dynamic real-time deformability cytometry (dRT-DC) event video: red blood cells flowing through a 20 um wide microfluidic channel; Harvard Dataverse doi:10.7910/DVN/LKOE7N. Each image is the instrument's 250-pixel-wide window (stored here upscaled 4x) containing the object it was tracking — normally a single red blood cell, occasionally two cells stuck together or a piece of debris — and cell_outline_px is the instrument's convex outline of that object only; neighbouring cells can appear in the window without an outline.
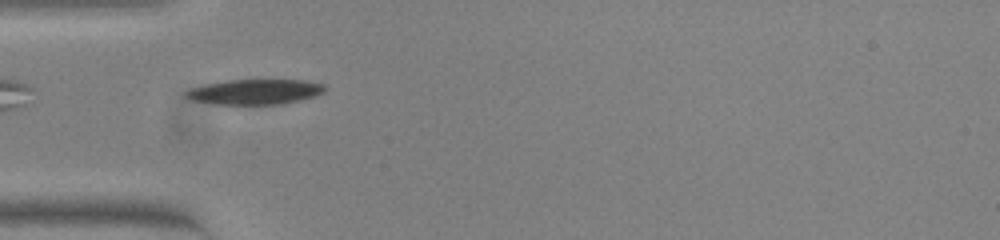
{"species": "common noctule bat (a hibernating species)", "species_latin": "Nyctalus noctula", "temperature_condition": "warm", "stored_images_in_passage": 41, "camera_frame_rate_fps": 3000, "um_per_image_px": 0.085, "animal": {"sex": "female", "body_mass_g": 23.0, "forearm_length_mm": 53.4}, "frame": {"image": 1, "passage_image": 1, "time_ms": 0.0, "image_size_px": [1000, 240], "cell_outline_px": [[328, 88], [324, 92], [316, 96], [300, 100], [280, 104], [216, 104], [192, 100], [184, 96], [184, 92], [192, 88], [208, 84], [228, 80], [304, 80], [324, 84]], "centroid_in_image_um": [21.72, 7.8], "position_along_channel_um": 63.3, "area_um2": 20.29}}
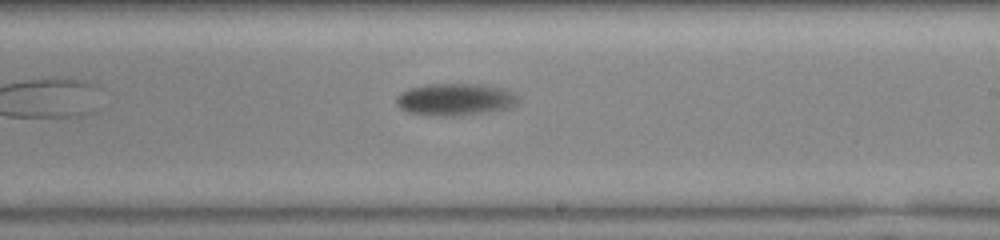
{"frame": {"image": 2, "passage_image": 17, "time_ms": 5.333, "image_size_px": [1000, 240], "cell_outline_px": [[516, 104], [508, 108], [460, 116], [440, 116], [408, 112], [400, 108], [396, 104], [396, 96], [400, 92], [408, 88], [428, 84], [480, 84], [504, 88], [516, 92]], "centroid_in_image_um": [38.66, 8.44], "position_along_channel_um": 250.3, "area_um2": 22.89}}
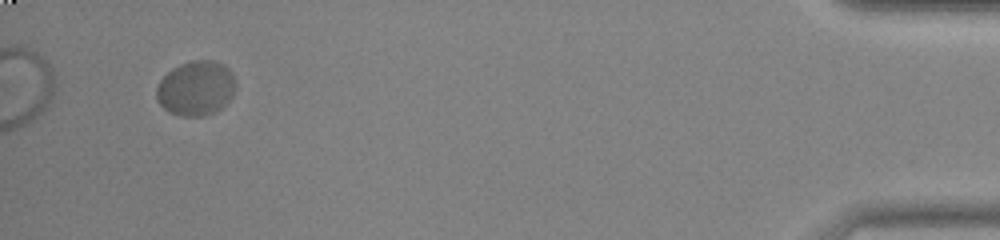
{"frame": {"image": 3, "passage_image": 38, "time_ms": 12.333, "image_size_px": [1000, 240], "cell_outline_px": [[236, 88], [232, 96], [216, 112], [204, 116], [180, 116], [168, 112], [160, 104], [156, 96], [156, 88], [160, 80], [172, 68], [180, 64], [192, 60], [216, 60], [224, 64], [232, 72], [236, 80]], "centroid_in_image_um": [16.67, 7.49], "position_along_channel_um": 418.5, "area_um2": 25.55}, "authors_computed_cell_mechanics": {"area_um2": 23.0622, "velocity_mm_per_s": 3.5429, "shape_relaxation_time_tau1_ms": 5.4107, "shape_relaxation_time_tau2_ms": null, "deformation_change_tau1": 0.141, "deformation_change_tau2": null}}